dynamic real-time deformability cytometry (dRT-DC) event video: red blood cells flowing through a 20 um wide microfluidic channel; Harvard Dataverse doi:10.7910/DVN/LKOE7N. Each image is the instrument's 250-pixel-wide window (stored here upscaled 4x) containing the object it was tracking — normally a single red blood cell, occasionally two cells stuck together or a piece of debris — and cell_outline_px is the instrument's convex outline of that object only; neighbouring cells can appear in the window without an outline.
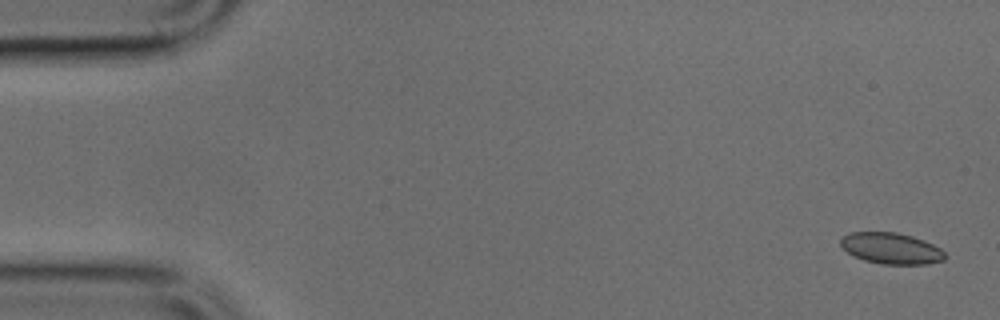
{"species": "common noctule bat (a hibernating species)", "species_latin": "Nyctalus noctula", "temperature_condition": "cold", "stored_images_in_passage": 4, "camera_frame_rate_fps": 3000, "um_per_image_px": 0.085, "animal": {"sex": "male", "body_mass_g": 17.9, "forearm_length_mm": 54.2}, "frame": {"image": 1, "passage_image": 1, "time_ms": 0.0, "image_size_px": [1000, 320], "cell_outline_px": [[944, 260], [928, 264], [884, 264], [864, 260], [848, 252], [840, 244], [840, 240], [848, 232], [896, 232], [912, 236], [924, 240], [940, 248], [944, 252]], "centroid_in_image_um": [75.76, 21.1], "position_along_channel_um": 9.2, "area_um2": 18.79}}
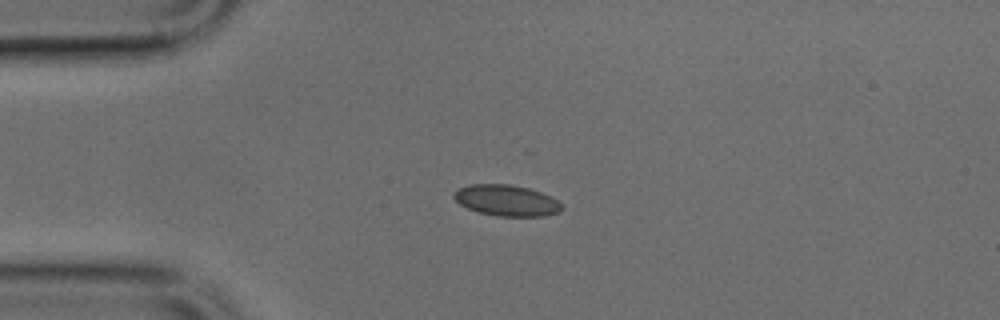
{"frame": {"image": 2, "passage_image": 3, "time_ms": 0.667, "image_size_px": [1000, 320], "cell_outline_px": [[564, 208], [560, 212], [544, 216], [500, 216], [476, 212], [460, 204], [452, 196], [460, 188], [472, 184], [508, 184], [528, 188], [540, 192], [556, 200]], "centroid_in_image_um": [43.06, 17.05], "position_along_channel_um": 41.9, "area_um2": 19.31}}
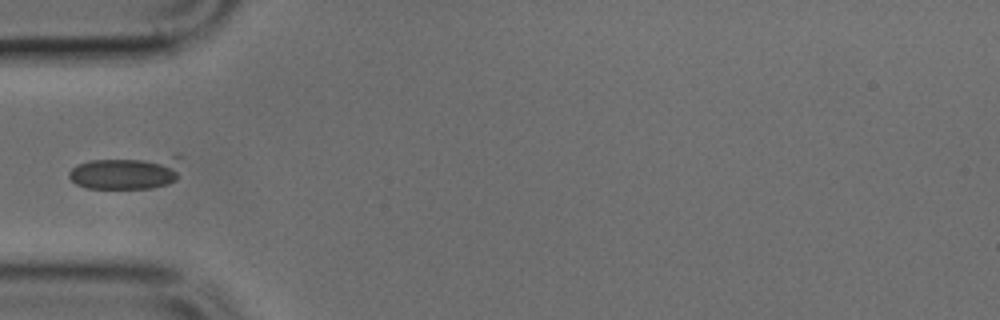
{"frame": {"image": 3, "passage_image": 4, "time_ms": 1.0, "image_size_px": [1000, 320], "cell_outline_px": [[180, 156], [176, 180], [168, 184], [152, 188], [88, 188], [76, 184], [68, 176], [68, 172], [76, 164], [88, 160], [176, 152]], "centroid_in_image_um": [10.81, 14.59], "position_along_channel_um": 74.2, "area_um2": 22.95}}